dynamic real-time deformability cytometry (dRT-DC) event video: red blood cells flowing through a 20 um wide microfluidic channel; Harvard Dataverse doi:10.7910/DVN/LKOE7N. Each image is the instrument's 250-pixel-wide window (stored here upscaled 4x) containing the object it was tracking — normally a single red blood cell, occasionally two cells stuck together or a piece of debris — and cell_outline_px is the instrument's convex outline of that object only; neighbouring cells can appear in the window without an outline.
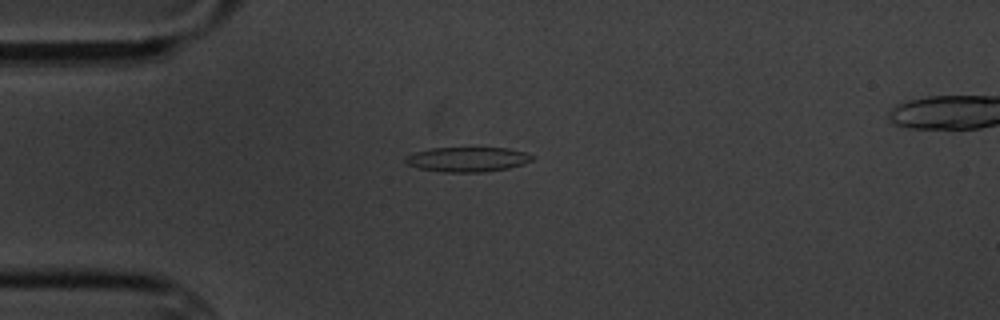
{"species": "common noctule bat (a hibernating species)", "species_latin": "Nyctalus noctula", "temperature_condition": "cold", "stored_images_in_passage": 6, "camera_frame_rate_fps": 3000, "um_per_image_px": 0.085, "animal": {"sex": "male", "body_mass_g": 20.1, "forearm_length_mm": 53.5}, "frame": {"image": 1, "passage_image": 4, "time_ms": 3.333, "image_size_px": [1000, 320], "cell_outline_px": [[536, 156], [532, 160], [524, 164], [508, 168], [484, 172], [444, 172], [420, 168], [404, 164], [404, 156], [416, 152], [432, 148], [508, 148], [524, 152]], "centroid_in_image_um": [39.73, 13.55], "position_along_channel_um": 45.3, "area_um2": 18.32}}
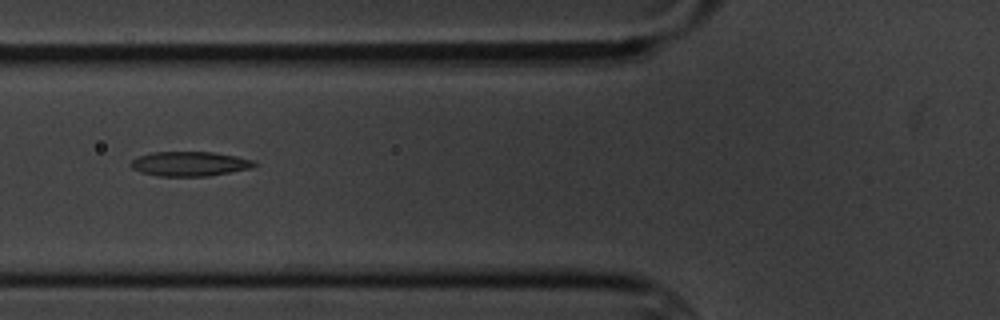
{"frame": {"image": 2, "passage_image": 6, "time_ms": 5.667, "image_size_px": [1000, 320], "cell_outline_px": [[256, 164], [252, 168], [208, 176], [160, 176], [140, 172], [132, 168], [128, 164], [132, 160], [140, 156], [152, 152], [212, 152], [236, 156], [256, 160]], "centroid_in_image_um": [16.13, 13.92], "position_along_channel_um": 109.7, "area_um2": 17.69}}